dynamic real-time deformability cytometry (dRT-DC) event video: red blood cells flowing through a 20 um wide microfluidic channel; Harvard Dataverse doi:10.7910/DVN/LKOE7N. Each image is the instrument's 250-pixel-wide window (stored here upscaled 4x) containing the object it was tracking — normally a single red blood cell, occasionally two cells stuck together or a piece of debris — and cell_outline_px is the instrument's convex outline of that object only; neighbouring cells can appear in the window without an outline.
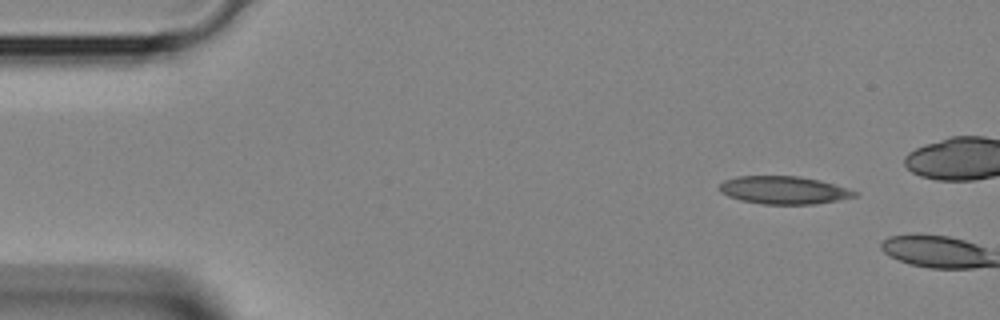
{"species": "Egyptian fruit bat (a non-hibernating species)", "species_latin": "Rousettus aegyptiacus", "temperature_condition": "room temperature", "stored_images_in_passage": 2, "camera_frame_rate_fps": 3000, "um_per_image_px": 0.085, "animal": {"sex": "female"}, "frame": {"image": 1, "passage_image": 1, "time_ms": 0.0, "image_size_px": [1000, 320], "cell_outline_px": [[860, 196], [812, 204], [764, 204], [740, 200], [728, 196], [720, 192], [720, 184], [724, 180], [736, 176], [800, 176], [820, 180], [860, 192]], "centroid_in_image_um": [66.64, 16.15], "position_along_channel_um": 18.4, "area_um2": 21.96}}